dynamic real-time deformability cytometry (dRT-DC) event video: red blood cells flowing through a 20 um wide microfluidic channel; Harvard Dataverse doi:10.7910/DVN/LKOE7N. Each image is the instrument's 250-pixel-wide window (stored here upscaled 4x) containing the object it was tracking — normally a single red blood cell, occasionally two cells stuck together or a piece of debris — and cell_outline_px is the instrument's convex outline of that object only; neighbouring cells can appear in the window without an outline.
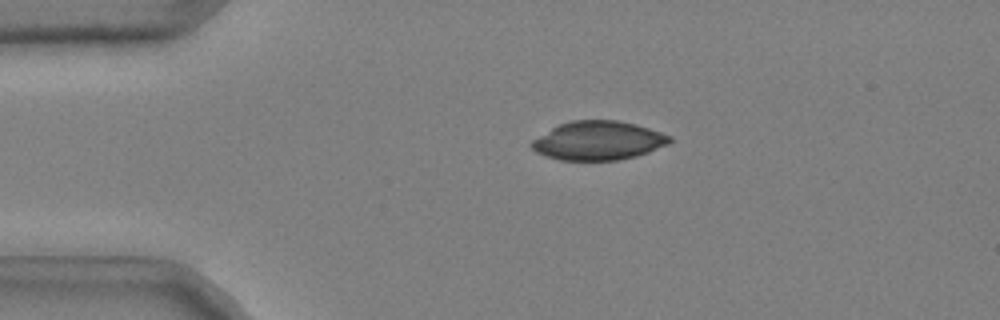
{"species": "common noctule bat (a hibernating species)", "species_latin": "Nyctalus noctula", "temperature_condition": "cold", "stored_images_in_passage": 40, "camera_frame_rate_fps": 3000, "um_per_image_px": 0.085, "animal": {"sex": "male", "body_mass_g": 20.4}, "frame": {"image": 1, "passage_image": 3, "time_ms": 0.667, "image_size_px": [1000, 320], "cell_outline_px": [[672, 140], [668, 144], [648, 152], [636, 156], [620, 160], [560, 160], [544, 156], [536, 152], [528, 144], [532, 140], [552, 128], [560, 124], [572, 120], [616, 120], [636, 124], [672, 136]], "centroid_in_image_um": [50.84, 11.96], "position_along_channel_um": 34.2, "area_um2": 31.27}}
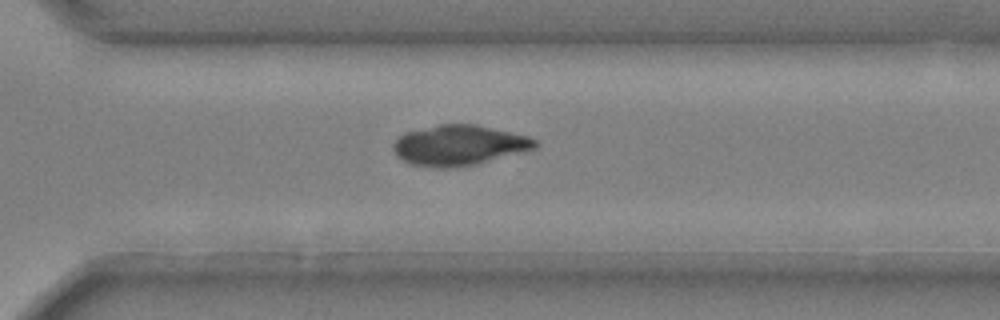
{"frame": {"image": 2, "passage_image": 30, "time_ms": 9.667, "image_size_px": [1000, 320], "cell_outline_px": [[540, 144], [536, 148], [524, 152], [476, 164], [456, 168], [432, 168], [412, 164], [396, 156], [392, 148], [392, 144], [404, 132], [440, 124], [476, 124], [528, 136], [536, 140]], "centroid_in_image_um": [39.02, 12.36], "position_along_channel_um": 331.6, "area_um2": 33.58}}
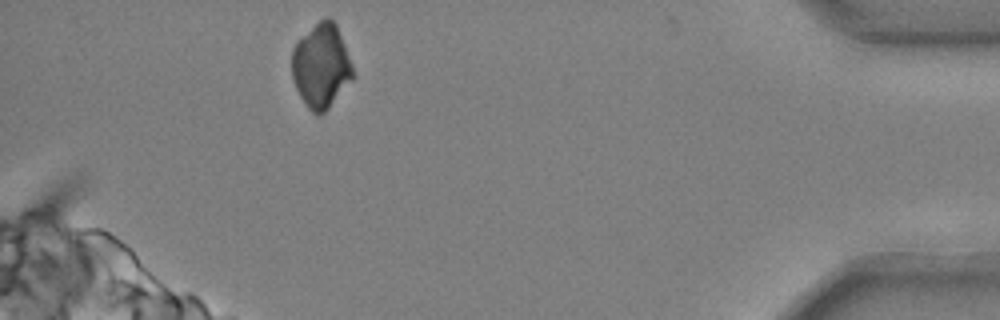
{"frame": {"image": 3, "passage_image": 40, "time_ms": 13.0, "image_size_px": [1000, 320], "cell_outline_px": [[356, 76], [328, 108], [320, 116], [316, 116], [308, 108], [300, 96], [296, 88], [292, 76], [292, 48], [324, 16], [328, 16], [336, 24], [352, 64]], "centroid_in_image_um": [27.32, 5.64], "position_along_channel_um": 407.9, "area_um2": 29.71}}